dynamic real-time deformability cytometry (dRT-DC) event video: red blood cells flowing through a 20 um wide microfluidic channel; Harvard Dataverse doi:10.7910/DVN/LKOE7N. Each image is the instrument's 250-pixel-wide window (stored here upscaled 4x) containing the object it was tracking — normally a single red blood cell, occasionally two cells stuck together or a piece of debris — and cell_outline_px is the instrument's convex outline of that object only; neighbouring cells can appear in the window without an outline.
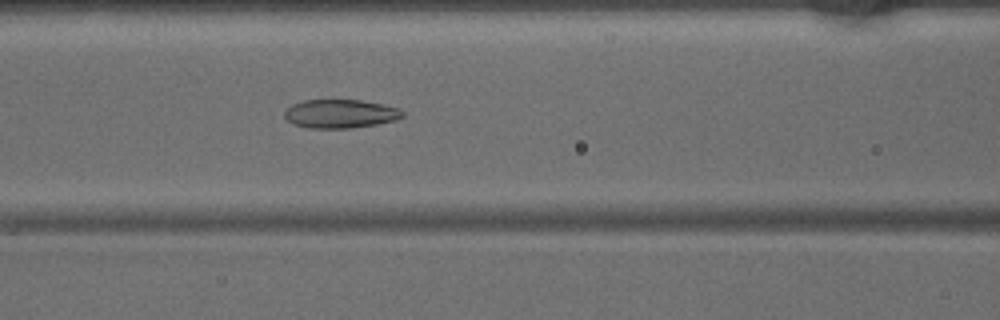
{"species": "common noctule bat (a hibernating species)", "species_latin": "Nyctalus noctula", "temperature_condition": "warm", "stored_images_in_passage": 46, "camera_frame_rate_fps": 3000, "um_per_image_px": 0.085, "animal": {"sex": "male", "body_mass_g": 15.6}, "frame": {"image": 1, "passage_image": 19, "time_ms": 6.0, "image_size_px": [1000, 320], "cell_outline_px": [[404, 116], [396, 120], [376, 124], [348, 128], [308, 128], [292, 124], [284, 116], [284, 112], [292, 104], [304, 100], [360, 100], [400, 108], [404, 112]], "centroid_in_image_um": [28.92, 9.67], "position_along_channel_um": 137.7, "area_um2": 19.65}}
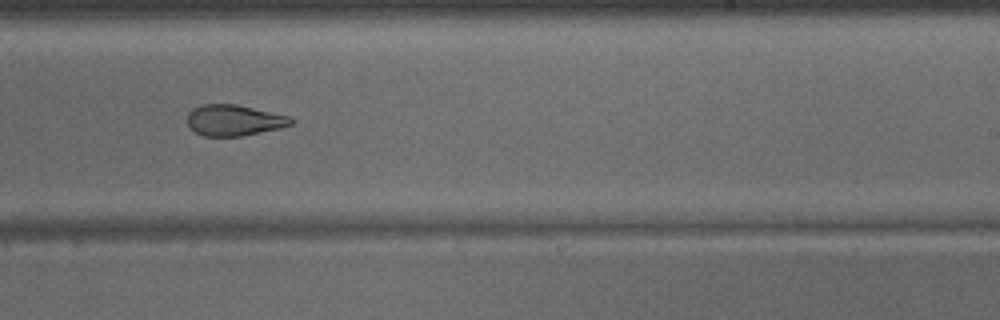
{"frame": {"image": 2, "passage_image": 28, "time_ms": 9.0, "image_size_px": [1000, 320], "cell_outline_px": [[296, 120], [292, 124], [280, 128], [244, 136], [204, 136], [196, 132], [188, 124], [188, 112], [192, 108], [200, 104], [236, 104], [292, 116]], "centroid_in_image_um": [19.94, 10.21], "position_along_channel_um": 269.1, "area_um2": 18.96}}
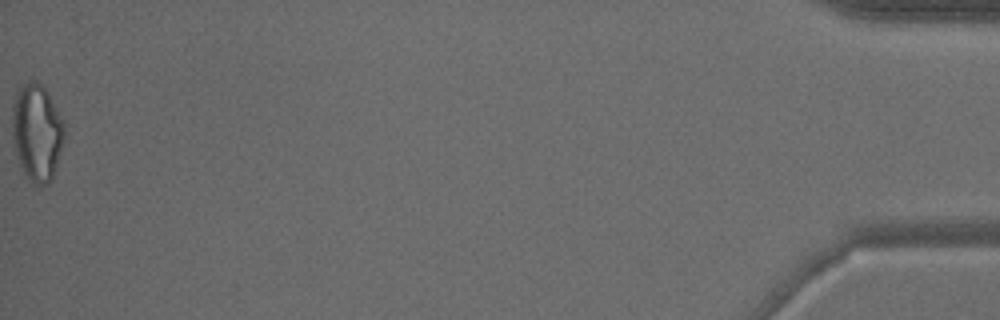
{"frame": {"image": 3, "passage_image": 46, "time_ms": 15.0, "image_size_px": [1000, 320], "cell_outline_px": [[64, 136], [52, 180], [48, 184], [40, 188], [36, 188], [32, 184], [24, 172], [20, 164], [12, 140], [12, 104], [20, 88], [28, 80], [36, 80], [44, 84], [64, 120]], "centroid_in_image_um": [3.14, 11.25], "position_along_channel_um": 432.1, "area_um2": 29.94}}